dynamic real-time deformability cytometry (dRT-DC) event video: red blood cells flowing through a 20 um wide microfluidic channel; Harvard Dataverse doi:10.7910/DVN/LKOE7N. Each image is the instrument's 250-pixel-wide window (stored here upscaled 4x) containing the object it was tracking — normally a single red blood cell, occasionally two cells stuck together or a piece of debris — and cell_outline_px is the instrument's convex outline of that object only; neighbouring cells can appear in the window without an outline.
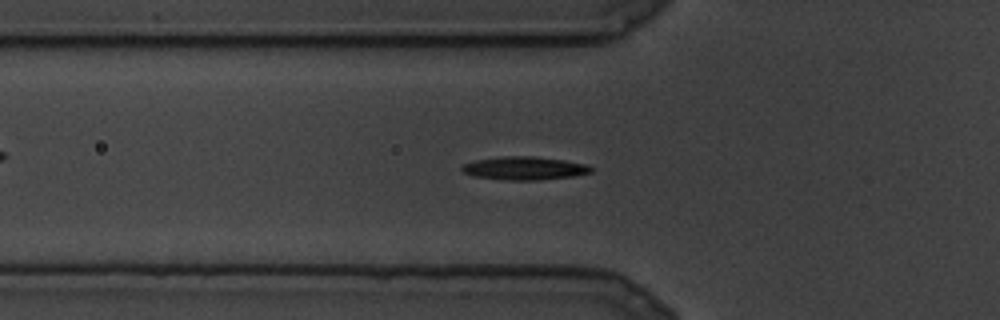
{"species": "common noctule bat (a hibernating species)", "species_latin": "Nyctalus noctula", "temperature_condition": "cold", "stored_images_in_passage": 9, "camera_frame_rate_fps": 3000, "um_per_image_px": 0.085, "animal": {"sex": "male", "body_mass_g": 19.5, "forearm_length_mm": 54.6}, "frame": {"image": 1, "passage_image": 7, "time_ms": 2.0, "image_size_px": [1000, 320], "cell_outline_px": [[592, 172], [572, 176], [536, 180], [504, 180], [472, 176], [464, 172], [460, 168], [464, 164], [476, 160], [504, 156], [536, 156], [564, 160], [584, 164], [592, 168]], "centroid_in_image_um": [44.54, 14.3], "position_along_channel_um": 81.3, "area_um2": 17.34}}
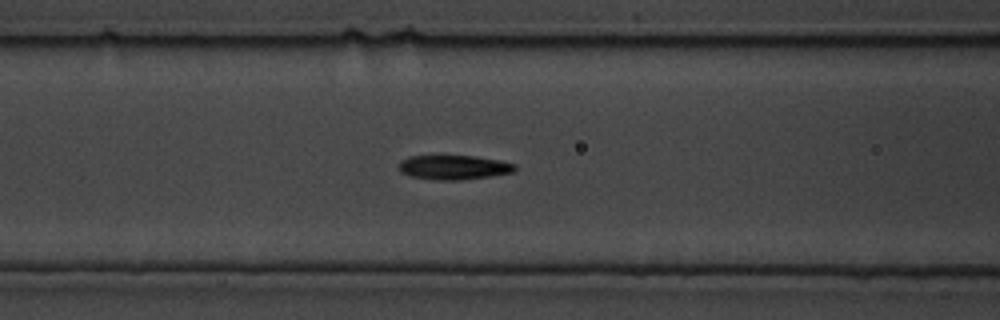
{"frame": {"image": 2, "passage_image": 9, "time_ms": 2.667, "image_size_px": [1000, 320], "cell_outline_px": [[516, 168], [512, 172], [488, 176], [460, 180], [436, 180], [412, 176], [400, 172], [400, 160], [408, 156], [476, 156], [500, 160], [516, 164]], "centroid_in_image_um": [38.57, 14.21], "position_along_channel_um": 128.0, "area_um2": 16.36}}